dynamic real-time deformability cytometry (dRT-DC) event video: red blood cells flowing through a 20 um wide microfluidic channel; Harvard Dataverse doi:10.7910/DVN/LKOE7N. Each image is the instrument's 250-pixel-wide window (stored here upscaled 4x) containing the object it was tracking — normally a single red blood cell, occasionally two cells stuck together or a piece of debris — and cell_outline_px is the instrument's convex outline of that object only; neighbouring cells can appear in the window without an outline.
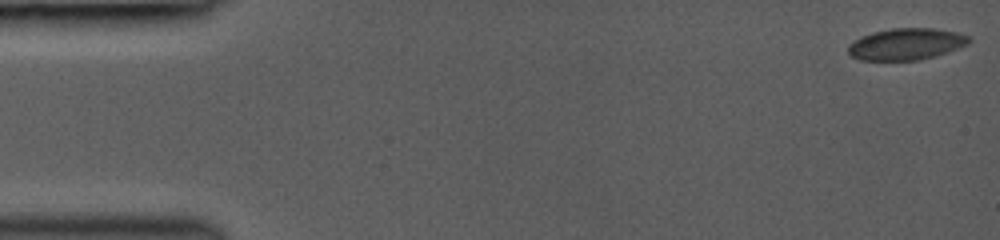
{"species": "common noctule bat (a hibernating species)", "species_latin": "Nyctalus noctula", "temperature_condition": "room temperature", "stored_images_in_passage": 49, "camera_frame_rate_fps": 3000, "um_per_image_px": 0.085, "animal": {"sex": "female", "body_mass_g": 19.0, "forearm_length_mm": 53.3}, "frame": {"image": 1, "passage_image": 1, "time_ms": 0.0, "image_size_px": [1000, 240], "cell_outline_px": [[972, 40], [968, 44], [936, 56], [920, 60], [860, 60], [852, 56], [848, 52], [848, 44], [860, 36], [872, 32], [892, 28], [932, 28], [956, 32], [972, 36]], "centroid_in_image_um": [77.03, 3.74], "position_along_channel_um": 8.0, "area_um2": 22.43}}
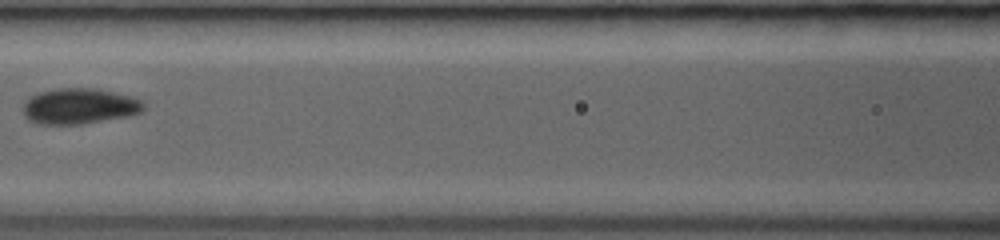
{"frame": {"image": 2, "passage_image": 20, "time_ms": 7.0, "image_size_px": [1000, 240], "cell_outline_px": [[144, 108], [140, 112], [128, 116], [80, 124], [40, 124], [28, 120], [24, 116], [24, 100], [40, 92], [56, 88], [96, 88], [132, 96], [140, 100], [144, 104]], "centroid_in_image_um": [6.73, 9.02], "position_along_channel_um": 159.9, "area_um2": 25.03}}
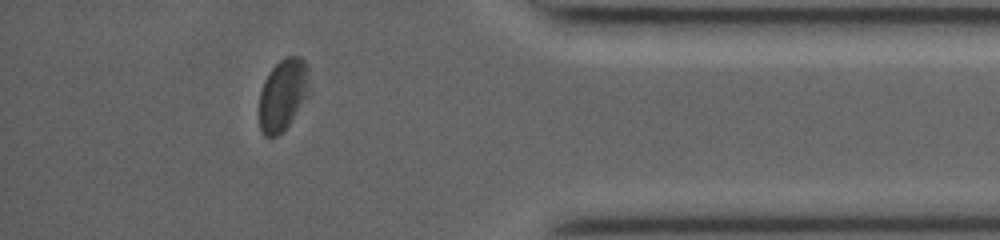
{"frame": {"image": 3, "passage_image": 42, "time_ms": 13.333, "image_size_px": [1000, 240], "cell_outline_px": [[308, 96], [288, 124], [276, 136], [264, 136], [260, 128], [260, 92], [264, 80], [272, 68], [284, 56], [300, 56], [308, 64]], "centroid_in_image_um": [24.05, 8.0], "position_along_channel_um": 411.1, "area_um2": 20.69}, "authors_computed_cell_mechanics": {"area_um2": 23.12, "velocity_mm_per_s": 4.2248, "shape_relaxation_time_tau1_ms": 3.1261, "shape_relaxation_time_tau2_ms": null, "deformation_change_tau1": 0.0921, "deformation_change_tau2": null}}